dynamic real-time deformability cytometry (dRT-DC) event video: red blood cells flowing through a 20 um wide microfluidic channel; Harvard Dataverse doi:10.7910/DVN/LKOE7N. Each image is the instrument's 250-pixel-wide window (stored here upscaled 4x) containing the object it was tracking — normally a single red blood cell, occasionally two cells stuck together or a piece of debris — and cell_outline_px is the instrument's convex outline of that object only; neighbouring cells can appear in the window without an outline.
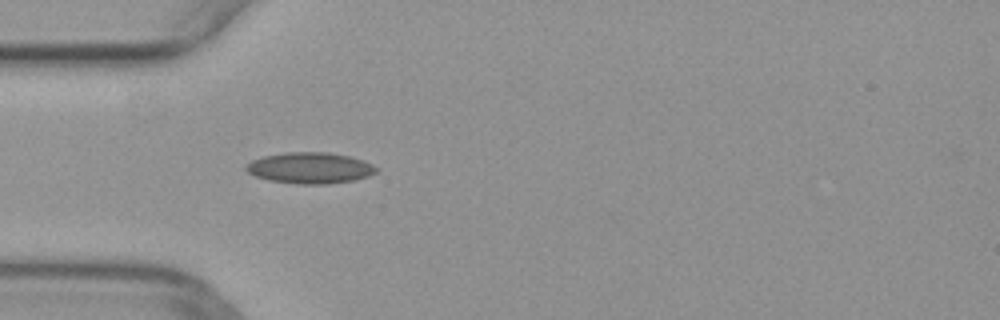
{"species": "common noctule bat (a hibernating species)", "species_latin": "Nyctalus noctula", "temperature_condition": "warm", "stored_images_in_passage": 35, "camera_frame_rate_fps": 3000, "um_per_image_px": 0.085, "animal": {"sex": "female", "body_mass_g": 29.2, "forearm_length_mm": 56.3}, "frame": {"image": 1, "passage_image": 6, "time_ms": 1.667, "image_size_px": [1000, 320], "cell_outline_px": [[376, 172], [368, 176], [356, 180], [328, 184], [296, 184], [268, 180], [256, 176], [248, 172], [244, 168], [252, 160], [264, 156], [284, 152], [328, 152], [348, 156], [372, 164], [376, 168]], "centroid_in_image_um": [26.33, 14.28], "position_along_channel_um": 58.7, "area_um2": 23.52}}
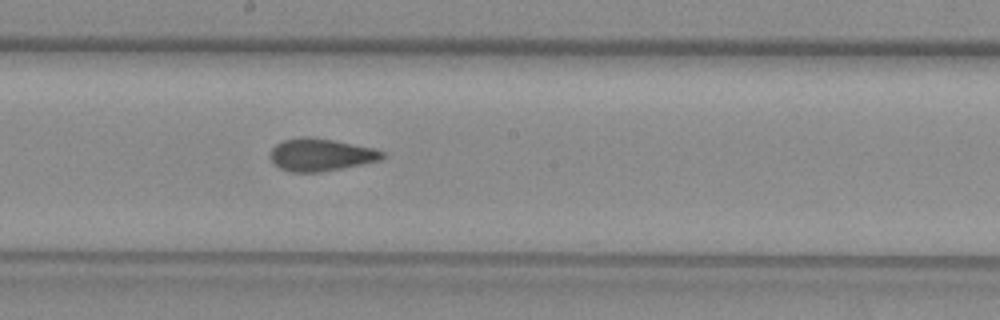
{"frame": {"image": 2, "passage_image": 18, "time_ms": 5.667, "image_size_px": [1000, 320], "cell_outline_px": [[388, 156], [380, 160], [320, 172], [288, 172], [280, 168], [272, 160], [272, 148], [276, 144], [284, 140], [300, 136], [308, 136], [332, 140], [372, 148], [384, 152]], "centroid_in_image_um": [27.27, 13.15], "position_along_channel_um": 220.9, "area_um2": 20.92}}
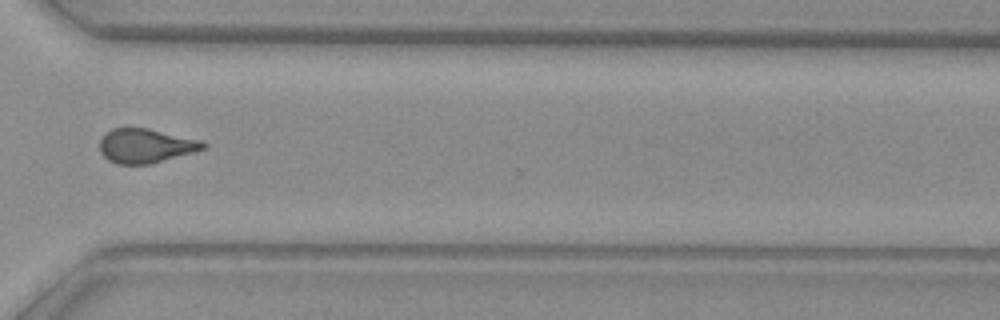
{"frame": {"image": 3, "passage_image": 28, "time_ms": 9.0, "image_size_px": [1000, 320], "cell_outline_px": [[208, 148], [196, 152], [148, 164], [116, 164], [108, 160], [100, 152], [100, 140], [104, 132], [112, 128], [148, 128], [200, 140], [208, 144]], "centroid_in_image_um": [12.39, 12.39], "position_along_channel_um": 358.2, "area_um2": 20.81}}